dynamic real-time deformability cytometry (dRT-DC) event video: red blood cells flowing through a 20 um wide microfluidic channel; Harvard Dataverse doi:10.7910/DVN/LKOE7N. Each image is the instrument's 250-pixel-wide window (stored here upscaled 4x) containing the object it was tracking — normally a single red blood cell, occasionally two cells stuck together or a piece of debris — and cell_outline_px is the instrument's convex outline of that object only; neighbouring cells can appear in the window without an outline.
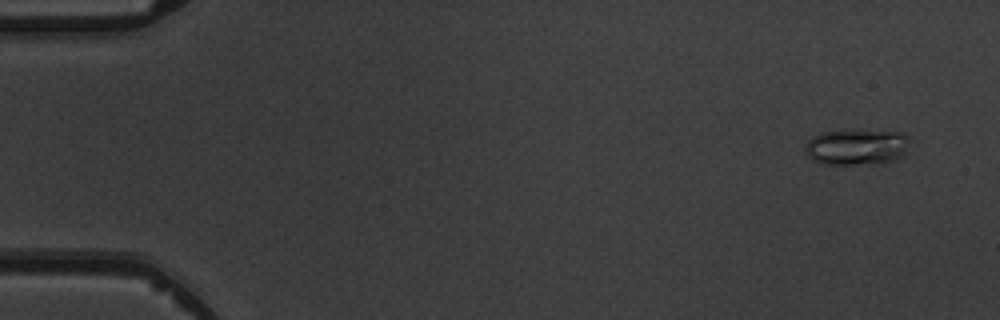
{"species": "common noctule bat (a hibernating species)", "species_latin": "Nyctalus noctula", "temperature_condition": "warm", "stored_images_in_passage": 4, "camera_frame_rate_fps": 3000, "um_per_image_px": 0.085, "animal": {"sex": "male", "body_mass_g": 19.5, "forearm_length_mm": 54.6}, "frame": {"image": 1, "passage_image": 1, "time_ms": 0.0, "image_size_px": [1000, 320], "cell_outline_px": [[908, 140], [904, 156], [896, 160], [852, 164], [824, 164], [812, 160], [808, 156], [804, 148], [808, 140], [820, 132], [904, 132], [908, 136]], "centroid_in_image_um": [72.79, 12.51], "position_along_channel_um": 12.2, "area_um2": 21.15}}